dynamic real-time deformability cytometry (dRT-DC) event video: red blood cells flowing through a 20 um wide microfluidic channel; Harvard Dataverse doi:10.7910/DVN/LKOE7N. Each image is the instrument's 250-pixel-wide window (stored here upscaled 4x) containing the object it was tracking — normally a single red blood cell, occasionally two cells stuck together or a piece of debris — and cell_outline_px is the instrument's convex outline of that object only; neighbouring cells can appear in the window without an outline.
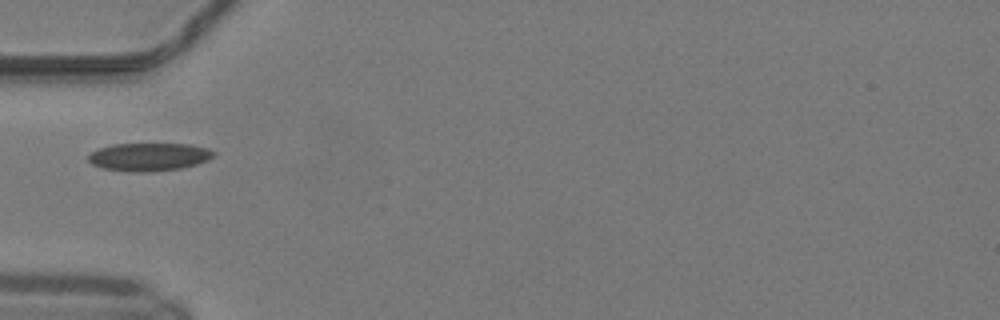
{"species": "common noctule bat (a hibernating species)", "species_latin": "Nyctalus noctula", "temperature_condition": "warm", "stored_images_in_passage": 17, "camera_frame_rate_fps": 3000, "um_per_image_px": 0.085, "animal": {"sex": "male", "body_mass_g": 19.2, "forearm_length_mm": 51.8}, "frame": {"image": 1, "passage_image": 1, "time_ms": 0.0, "image_size_px": [1000, 320], "cell_outline_px": [[216, 152], [208, 160], [196, 164], [180, 168], [144, 172], [132, 172], [104, 168], [92, 164], [88, 160], [88, 156], [96, 148], [112, 144], [192, 144], [208, 148]], "centroid_in_image_um": [12.65, 13.32], "position_along_channel_um": 72.3, "area_um2": 20.4}}